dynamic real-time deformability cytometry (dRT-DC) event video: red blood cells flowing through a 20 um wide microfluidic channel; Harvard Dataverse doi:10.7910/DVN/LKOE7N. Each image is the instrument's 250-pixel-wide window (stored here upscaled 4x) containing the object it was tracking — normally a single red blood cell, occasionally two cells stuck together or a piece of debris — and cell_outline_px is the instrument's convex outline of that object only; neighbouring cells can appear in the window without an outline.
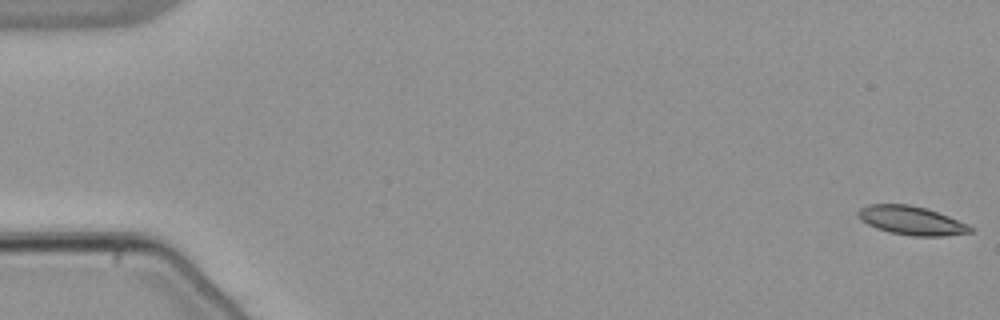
{"species": "common noctule bat (a hibernating species)", "species_latin": "Nyctalus noctula", "temperature_condition": "warm", "stored_images_in_passage": 17, "camera_frame_rate_fps": 3000, "um_per_image_px": 0.085, "animal": {"sex": "male", "body_mass_g": 21.5, "forearm_length_mm": 52.0}, "frame": {"image": 1, "passage_image": 1, "time_ms": 0.0, "image_size_px": [1000, 320], "cell_outline_px": [[976, 228], [972, 232], [944, 236], [912, 236], [888, 232], [876, 228], [860, 220], [856, 212], [860, 208], [868, 204], [908, 204], [928, 208], [968, 224]], "centroid_in_image_um": [77.48, 18.74], "position_along_channel_um": 7.5, "area_um2": 19.02}}
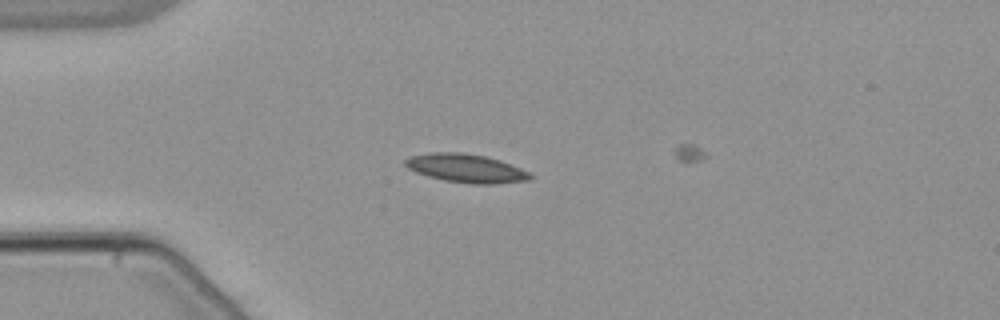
{"frame": {"image": 2, "passage_image": 15, "time_ms": 4.667, "image_size_px": [1000, 320], "cell_outline_px": [[536, 176], [532, 180], [496, 184], [472, 184], [444, 180], [428, 176], [416, 172], [408, 168], [404, 164], [404, 160], [408, 156], [432, 152], [460, 152], [484, 156], [500, 160], [520, 168]], "centroid_in_image_um": [39.63, 14.31], "position_along_channel_um": 45.4, "area_um2": 20.92}}